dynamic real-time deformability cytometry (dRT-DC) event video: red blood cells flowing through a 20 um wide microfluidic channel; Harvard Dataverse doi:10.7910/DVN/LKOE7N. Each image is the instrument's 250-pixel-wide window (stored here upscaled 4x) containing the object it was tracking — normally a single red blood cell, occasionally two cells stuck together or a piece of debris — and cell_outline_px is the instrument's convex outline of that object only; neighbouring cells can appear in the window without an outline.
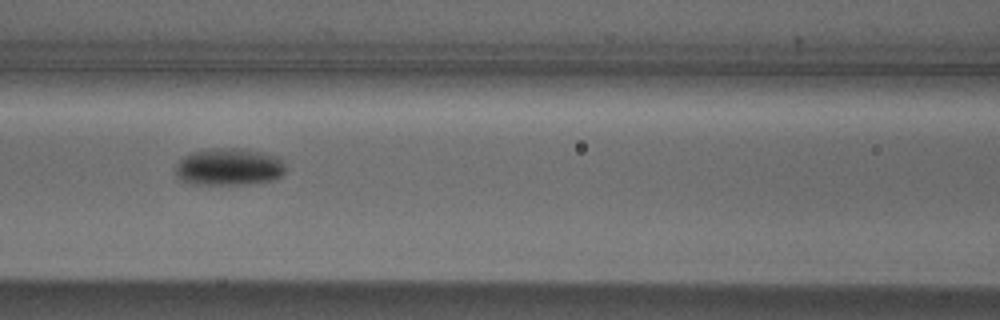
{"species": "Egyptian fruit bat (a non-hibernating species)", "species_latin": "Rousettus aegyptiacus", "temperature_condition": "cold", "stored_images_in_passage": 7, "camera_frame_rate_fps": 3000, "um_per_image_px": 0.085, "animal": {"sex": "male"}, "frame": {"image": 1, "passage_image": 7, "time_ms": 6.667, "image_size_px": [1000, 320], "cell_outline_px": [[284, 172], [280, 176], [272, 180], [248, 184], [192, 184], [180, 180], [176, 176], [176, 164], [184, 156], [192, 152], [208, 148], [244, 148], [280, 156], [284, 164]], "centroid_in_image_um": [19.46, 14.17], "position_along_channel_um": 147.1, "area_um2": 24.1}}